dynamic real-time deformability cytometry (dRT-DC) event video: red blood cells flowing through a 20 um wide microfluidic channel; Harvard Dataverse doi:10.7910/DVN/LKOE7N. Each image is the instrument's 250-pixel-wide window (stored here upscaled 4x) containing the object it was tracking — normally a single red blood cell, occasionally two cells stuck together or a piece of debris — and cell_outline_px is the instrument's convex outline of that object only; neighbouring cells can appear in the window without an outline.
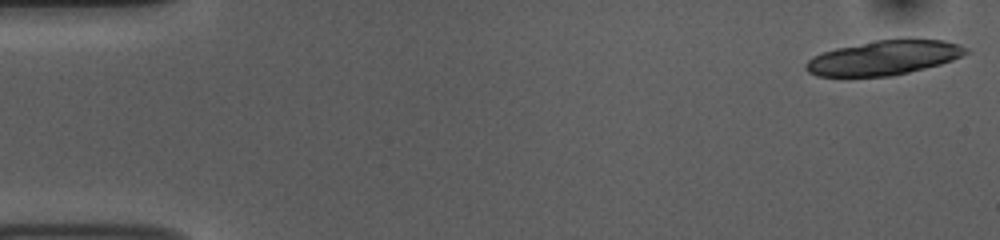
{"species": "common noctule bat (a hibernating species)", "species_latin": "Nyctalus noctula", "temperature_condition": "room temperature", "stored_images_in_passage": 24, "camera_frame_rate_fps": 3000, "um_per_image_px": 0.085, "animal": {"sex": "female", "body_mass_g": 10.0, "forearm_length_mm": 53.1}, "frame": {"image": 1, "passage_image": 1, "time_ms": 0.0, "image_size_px": [1000, 240], "cell_outline_px": [[972, 52], [952, 60], [940, 64], [892, 76], [816, 76], [808, 72], [804, 68], [804, 64], [812, 56], [836, 48], [876, 40], [908, 36], [944, 40], [960, 44], [968, 48]], "centroid_in_image_um": [75.2, 4.87], "position_along_channel_um": 9.8, "area_um2": 32.95}}